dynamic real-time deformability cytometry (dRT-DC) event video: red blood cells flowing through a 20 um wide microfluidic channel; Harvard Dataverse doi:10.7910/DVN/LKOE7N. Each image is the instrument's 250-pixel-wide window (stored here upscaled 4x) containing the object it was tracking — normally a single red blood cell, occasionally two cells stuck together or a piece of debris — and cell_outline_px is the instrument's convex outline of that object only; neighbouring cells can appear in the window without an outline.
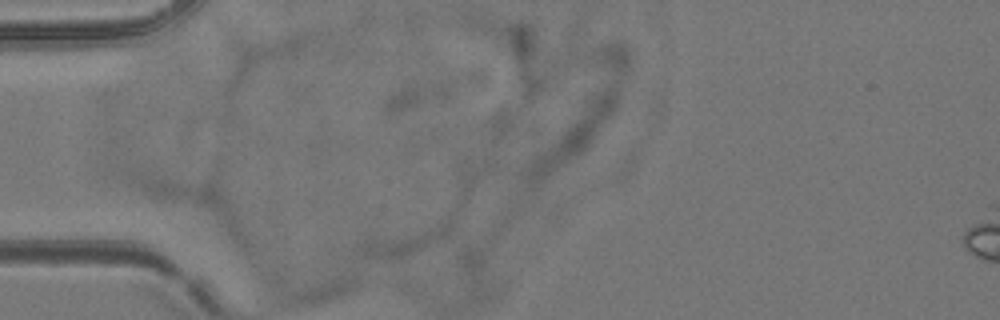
{"species": "common noctule bat (a hibernating species)", "species_latin": "Nyctalus noctula", "temperature_condition": "room temperature", "stored_images_in_passage": 3, "camera_frame_rate_fps": 3000, "um_per_image_px": 0.085, "animal": {"sex": "female", "body_mass_g": 24.6, "forearm_length_mm": 56.2}, "frame": {"image": 1, "passage_image": 2, "time_ms": 0.333, "image_size_px": [1000, 320], "cell_outline_px": [[460, 204], [456, 220], [452, 232], [448, 236], [404, 260], [360, 260], [352, 252], [352, 248], [364, 236], [456, 204]], "centroid_in_image_um": [34.64, 20.11], "position_along_channel_um": 50.4, "area_um2": 22.6}}